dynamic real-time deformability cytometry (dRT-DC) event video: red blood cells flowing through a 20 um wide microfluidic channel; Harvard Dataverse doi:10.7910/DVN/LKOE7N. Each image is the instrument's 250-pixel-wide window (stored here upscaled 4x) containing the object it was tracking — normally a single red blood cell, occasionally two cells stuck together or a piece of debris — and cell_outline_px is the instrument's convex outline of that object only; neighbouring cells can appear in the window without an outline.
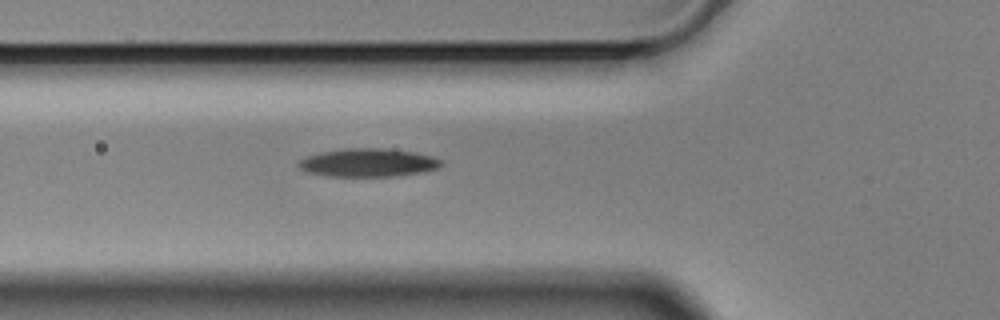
{"species": "Egyptian fruit bat (a non-hibernating species)", "species_latin": "Rousettus aegyptiacus", "temperature_condition": "cold", "stored_images_in_passage": 3, "camera_frame_rate_fps": 3000, "um_per_image_px": 0.085, "animal": {"sex": "male"}, "frame": {"image": 1, "passage_image": 3, "time_ms": 0.667, "image_size_px": [1000, 320], "cell_outline_px": [[444, 164], [440, 168], [424, 172], [392, 176], [328, 176], [308, 172], [300, 168], [296, 164], [300, 160], [308, 156], [320, 152], [348, 148], [384, 148], [412, 152], [432, 156], [440, 160]], "centroid_in_image_um": [31.31, 13.83], "position_along_channel_um": 94.5, "area_um2": 23.41}}